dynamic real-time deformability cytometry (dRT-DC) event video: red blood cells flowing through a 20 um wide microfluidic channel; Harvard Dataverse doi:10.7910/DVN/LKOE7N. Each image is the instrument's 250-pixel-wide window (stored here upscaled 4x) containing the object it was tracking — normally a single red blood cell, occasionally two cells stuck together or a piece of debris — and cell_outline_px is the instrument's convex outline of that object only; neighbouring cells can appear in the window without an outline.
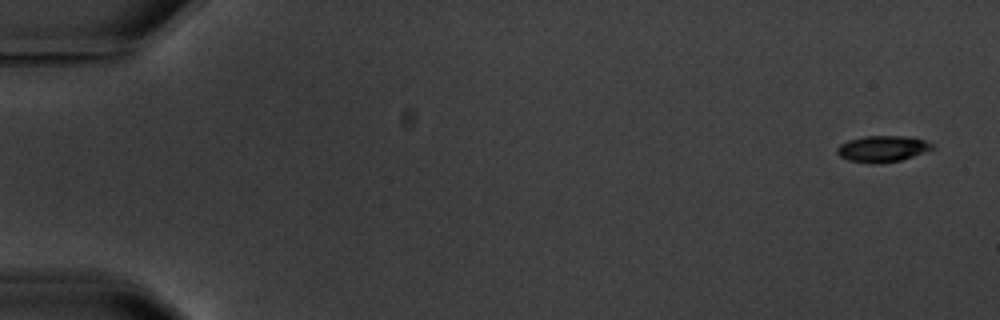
{"species": "common noctule bat (a hibernating species)", "species_latin": "Nyctalus noctula", "temperature_condition": "warm", "stored_images_in_passage": 4, "camera_frame_rate_fps": 3000, "um_per_image_px": 0.085, "animal": {"sex": "male", "body_mass_g": 20.1, "forearm_length_mm": 53.5}, "frame": {"image": 1, "passage_image": 1, "time_ms": 0.0, "image_size_px": [1000, 320], "cell_outline_px": [[936, 148], [900, 160], [848, 160], [840, 156], [836, 152], [836, 148], [840, 144], [848, 140], [864, 136], [908, 136], [924, 140], [936, 144]], "centroid_in_image_um": [75.06, 12.58], "position_along_channel_um": 9.9, "area_um2": 13.87}}
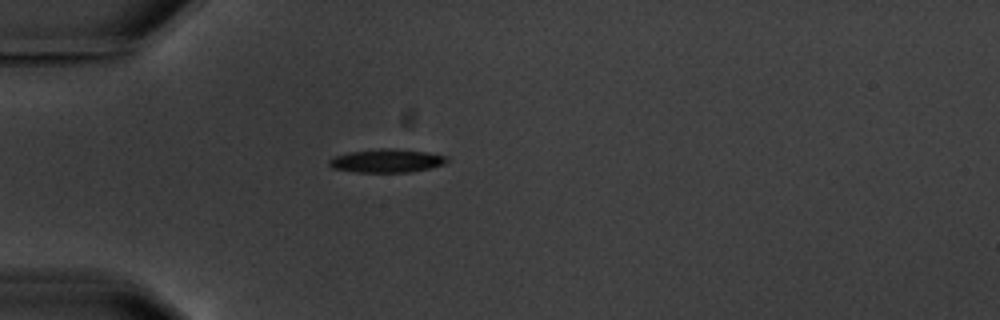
{"frame": {"image": 2, "passage_image": 4, "time_ms": 5.0, "image_size_px": [1000, 320], "cell_outline_px": [[448, 160], [444, 164], [428, 168], [408, 172], [356, 172], [332, 168], [328, 164], [328, 160], [336, 156], [348, 152], [380, 148], [392, 148], [424, 152], [444, 156]], "centroid_in_image_um": [32.81, 13.66], "position_along_channel_um": 52.2, "area_um2": 15.84}}